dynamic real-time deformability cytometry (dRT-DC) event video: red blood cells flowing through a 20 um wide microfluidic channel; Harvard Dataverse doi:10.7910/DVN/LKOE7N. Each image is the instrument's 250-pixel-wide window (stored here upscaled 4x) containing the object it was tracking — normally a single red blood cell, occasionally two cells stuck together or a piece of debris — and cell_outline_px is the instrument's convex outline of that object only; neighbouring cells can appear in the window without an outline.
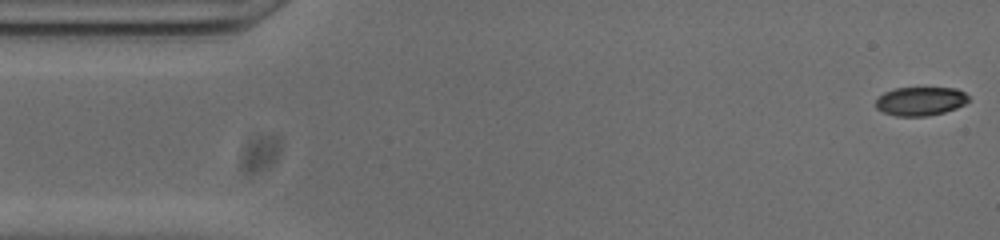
{"species": "common noctule bat (a hibernating species)", "species_latin": "Nyctalus noctula", "temperature_condition": "cold", "stored_images_in_passage": 52, "camera_frame_rate_fps": 3000, "um_per_image_px": 0.085, "animal": {"sex": "male", "body_mass_g": 20.0, "forearm_length_mm": 53.3}, "frame": {"image": 1, "passage_image": 1, "time_ms": 0.0, "image_size_px": [1000, 240], "cell_outline_px": [[968, 100], [964, 104], [956, 108], [944, 112], [928, 116], [896, 116], [884, 112], [876, 108], [876, 100], [884, 92], [896, 88], [956, 88], [964, 92], [968, 96]], "centroid_in_image_um": [78.23, 8.6], "position_along_channel_um": 6.8, "area_um2": 15.43}}
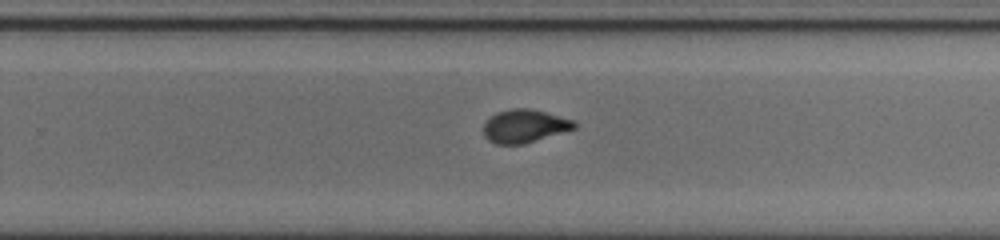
{"frame": {"image": 2, "passage_image": 32, "time_ms": 10.333, "image_size_px": [1000, 240], "cell_outline_px": [[576, 128], [524, 144], [496, 144], [488, 140], [484, 136], [484, 120], [496, 112], [512, 108], [532, 108], [576, 120]], "centroid_in_image_um": [44.58, 10.7], "position_along_channel_um": 285.2, "area_um2": 17.8}}
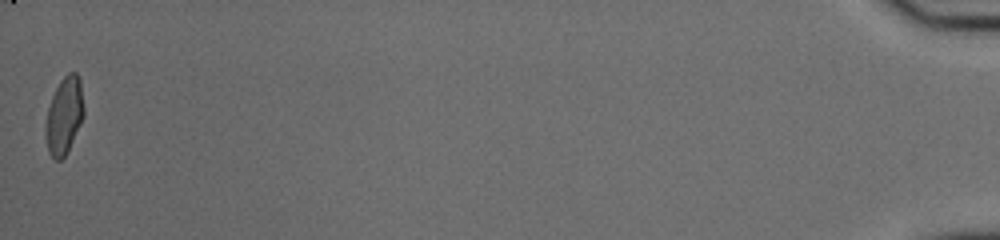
{"frame": {"image": 3, "passage_image": 52, "time_ms": 17.0, "image_size_px": [1000, 240], "cell_outline_px": [[84, 116], [64, 156], [60, 160], [56, 160], [48, 152], [44, 132], [44, 128], [48, 108], [52, 96], [60, 80], [68, 72], [76, 72], [80, 76], [84, 108]], "centroid_in_image_um": [5.45, 9.78], "position_along_channel_um": 429.8, "area_um2": 17.17}, "authors_computed_cell_mechanics": {"area_um2": 17.5423, "velocity_mm_per_s": 3.8299, "shape_relaxation_time_tau1_ms": null, "shape_relaxation_time_tau2_ms": 0.875, "deformation_change_tau1": null, "deformation_change_tau2": 0.0603}}